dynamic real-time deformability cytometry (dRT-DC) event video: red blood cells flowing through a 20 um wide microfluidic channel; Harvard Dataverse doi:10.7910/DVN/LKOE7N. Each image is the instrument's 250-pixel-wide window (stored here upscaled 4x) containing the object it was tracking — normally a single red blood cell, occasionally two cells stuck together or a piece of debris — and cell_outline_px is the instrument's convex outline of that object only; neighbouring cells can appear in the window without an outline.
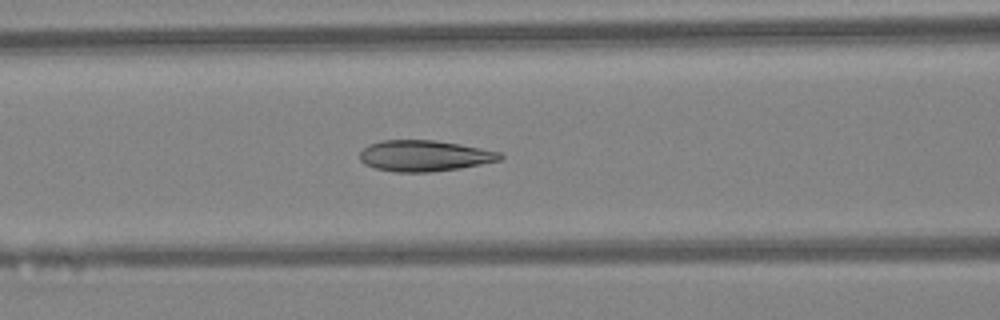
{"species": "Egyptian fruit bat (a non-hibernating species)", "species_latin": "Rousettus aegyptiacus", "temperature_condition": "warm", "stored_images_in_passage": 45, "camera_frame_rate_fps": 3000, "um_per_image_px": 0.085, "animal": {"sex": "female"}, "frame": {"image": 1, "passage_image": 19, "time_ms": 6.0, "image_size_px": [1000, 320], "cell_outline_px": [[504, 156], [500, 160], [460, 168], [432, 172], [396, 172], [376, 168], [364, 164], [360, 160], [360, 152], [368, 144], [380, 140], [432, 140], [460, 144], [500, 152]], "centroid_in_image_um": [36.05, 13.24], "position_along_channel_um": 130.6, "area_um2": 25.32}}
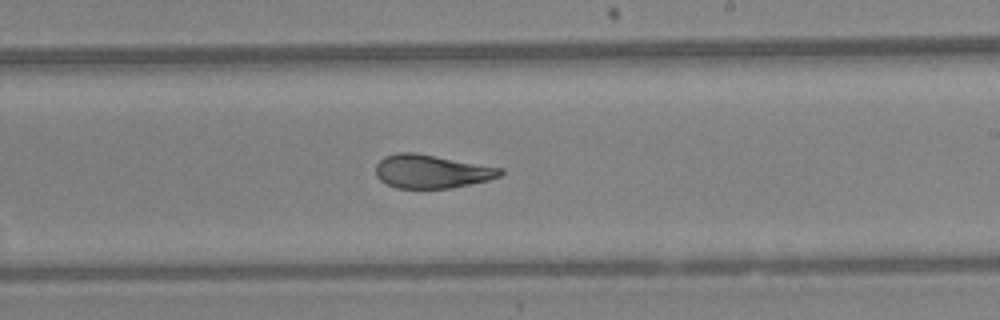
{"frame": {"image": 2, "passage_image": 27, "time_ms": 8.667, "image_size_px": [1000, 320], "cell_outline_px": [[504, 172], [500, 176], [488, 180], [452, 188], [396, 188], [380, 180], [376, 176], [376, 164], [384, 156], [400, 152], [416, 152], [504, 168]], "centroid_in_image_um": [36.69, 14.56], "position_along_channel_um": 252.3, "area_um2": 24.45}}
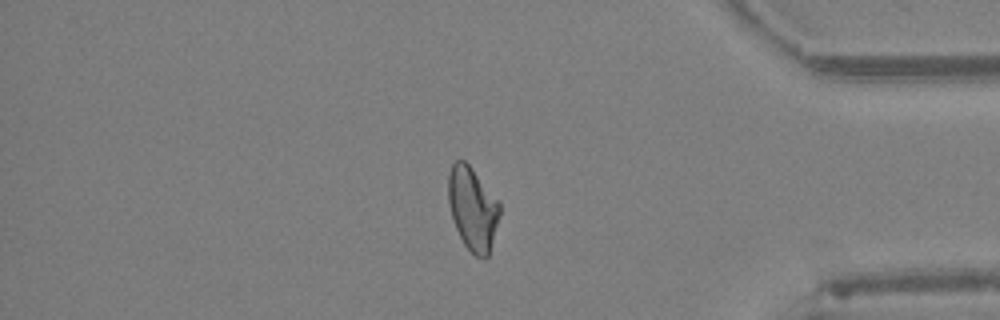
{"frame": {"image": 3, "passage_image": 38, "time_ms": 12.333, "image_size_px": [1000, 320], "cell_outline_px": [[500, 216], [488, 256], [484, 260], [476, 256], [464, 244], [456, 228], [452, 216], [448, 200], [448, 176], [452, 164], [456, 160], [464, 160], [472, 168], [500, 200]], "centroid_in_image_um": [40.2, 17.72], "position_along_channel_um": 395.0, "area_um2": 25.03}, "authors_computed_cell_mechanics": {"area_um2": 25.6632, "velocity_mm_per_s": 4.6064, "shape_relaxation_time_tau1_ms": 8.1614, "shape_relaxation_time_tau2_ms": 1.3392, "deformation_change_tau1": 0.2193, "deformation_change_tau2": 0.0712}}